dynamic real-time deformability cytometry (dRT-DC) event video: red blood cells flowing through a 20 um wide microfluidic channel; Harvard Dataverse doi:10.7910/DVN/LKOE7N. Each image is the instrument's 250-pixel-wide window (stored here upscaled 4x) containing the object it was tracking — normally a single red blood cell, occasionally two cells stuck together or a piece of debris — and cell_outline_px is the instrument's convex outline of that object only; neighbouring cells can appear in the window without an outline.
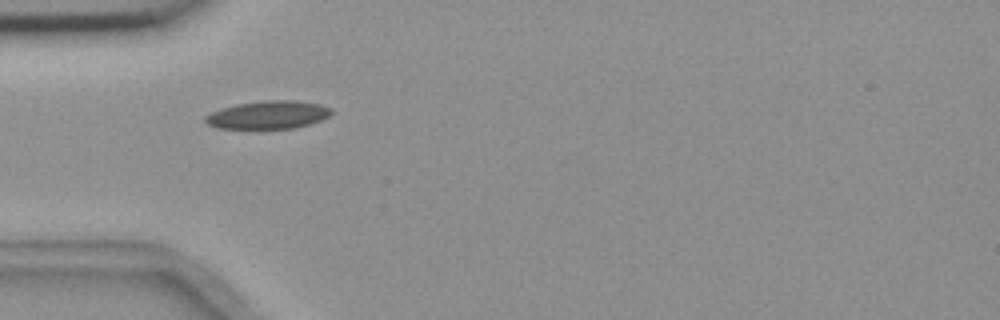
{"species": "common noctule bat (a hibernating species)", "species_latin": "Nyctalus noctula", "temperature_condition": "room temperature", "stored_images_in_passage": 8, "camera_frame_rate_fps": 3000, "um_per_image_px": 0.085, "animal": {"sex": "female", "body_mass_g": 18.4}, "frame": {"image": 1, "passage_image": 4, "time_ms": 3.333, "image_size_px": [1000, 320], "cell_outline_px": [[332, 112], [328, 116], [320, 120], [296, 128], [220, 128], [208, 124], [204, 120], [204, 116], [220, 108], [236, 104], [264, 100], [296, 100], [320, 104], [332, 108]], "centroid_in_image_um": [22.79, 9.75], "position_along_channel_um": 62.2, "area_um2": 20.52}}
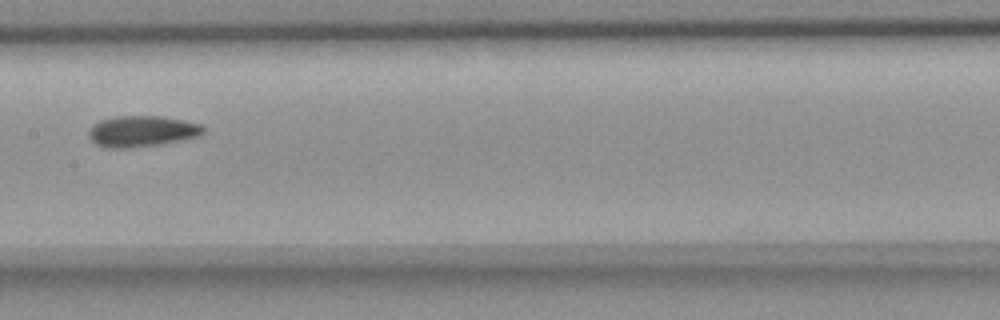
{"frame": {"image": 2, "passage_image": 7, "time_ms": 7.0, "image_size_px": [1000, 320], "cell_outline_px": [[204, 132], [200, 136], [184, 140], [160, 144], [128, 148], [108, 148], [96, 144], [88, 136], [88, 132], [92, 124], [100, 120], [116, 116], [164, 116], [204, 124]], "centroid_in_image_um": [12.09, 11.15], "position_along_channel_um": 195.3, "area_um2": 21.04}}
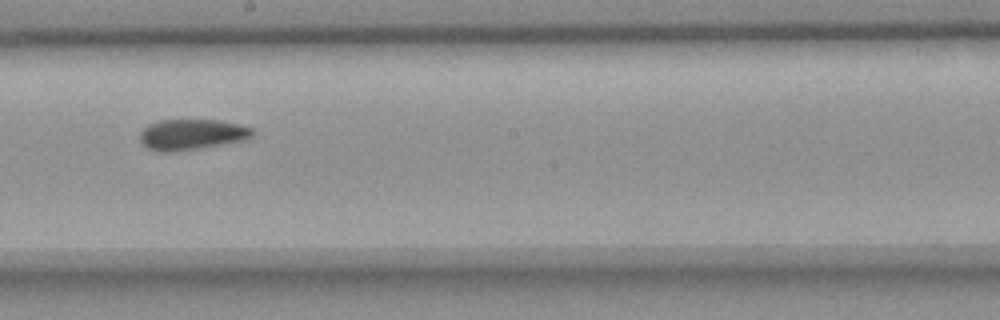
{"frame": {"image": 3, "passage_image": 8, "time_ms": 8.0, "image_size_px": [1000, 320], "cell_outline_px": [[252, 136], [244, 140], [204, 148], [172, 152], [156, 152], [148, 148], [140, 140], [140, 132], [148, 124], [160, 120], [220, 120], [252, 128]], "centroid_in_image_um": [16.26, 11.44], "position_along_channel_um": 231.9, "area_um2": 20.17}}